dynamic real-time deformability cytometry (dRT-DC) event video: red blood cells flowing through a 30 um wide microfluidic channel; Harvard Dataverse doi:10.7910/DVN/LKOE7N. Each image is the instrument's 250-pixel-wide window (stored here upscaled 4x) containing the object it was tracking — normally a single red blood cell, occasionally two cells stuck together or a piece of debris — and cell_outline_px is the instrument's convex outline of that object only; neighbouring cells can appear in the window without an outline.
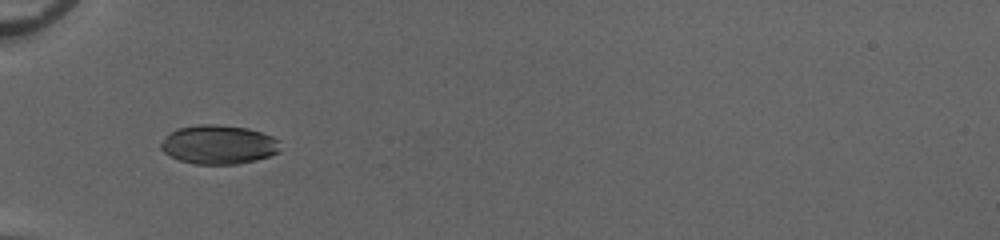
{"species": "common noctule bat (a hibernating species)", "species_latin": "Nyctalus noctula", "temperature_condition": "cold", "stored_images_in_passage": 34, "camera_frame_rate_fps": 3000, "um_per_image_px": 0.085, "animal": {"sex": "female", "body_mass_g": 20.0, "forearm_length_mm": 54.0}, "frame": {"image": 1, "passage_image": 1, "time_ms": 0.0, "image_size_px": [1000, 240], "cell_outline_px": [[280, 152], [256, 160], [236, 164], [196, 164], [180, 160], [164, 152], [160, 148], [160, 144], [176, 128], [200, 124], [216, 124], [248, 128], [272, 136], [280, 140]], "centroid_in_image_um": [18.62, 12.29], "position_along_channel_um": 66.4, "area_um2": 27.05}}
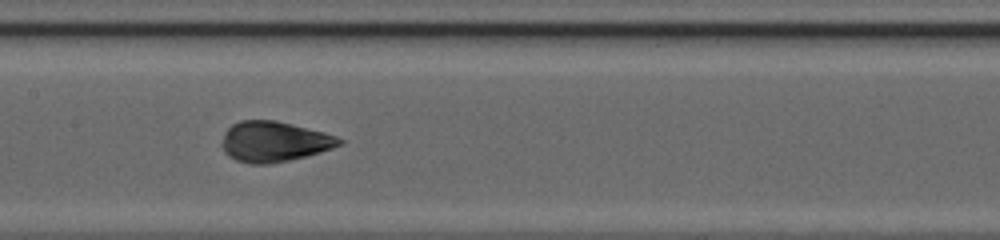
{"frame": {"image": 2, "passage_image": 10, "time_ms": 3.0, "image_size_px": [1000, 240], "cell_outline_px": [[344, 144], [320, 152], [288, 160], [268, 164], [252, 164], [236, 160], [228, 156], [224, 152], [220, 144], [224, 132], [232, 124], [240, 120], [276, 120], [324, 132], [336, 136], [344, 140]], "centroid_in_image_um": [23.27, 12.03], "position_along_channel_um": 184.1, "area_um2": 27.74}}
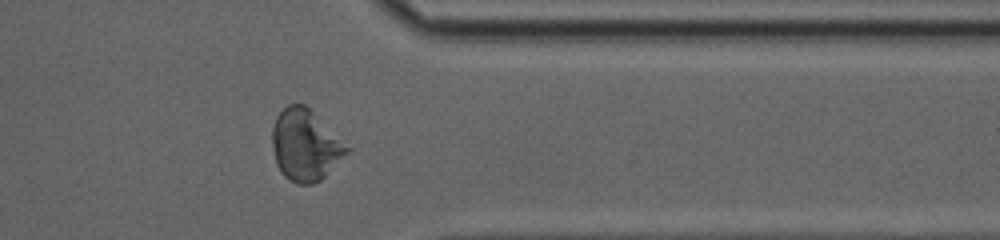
{"frame": {"image": 3, "passage_image": 25, "time_ms": 8.0, "image_size_px": [1000, 240], "cell_outline_px": [[352, 148], [320, 180], [312, 184], [296, 184], [288, 180], [280, 172], [276, 164], [272, 144], [272, 128], [276, 116], [288, 104], [304, 104]], "centroid_in_image_um": [25.93, 12.34], "position_along_channel_um": 385.5, "area_um2": 30.92}, "authors_computed_cell_mechanics": {"area_um2": 27.8018, "velocity_mm_per_s": 4.1035, "shape_relaxation_time_tau1_ms": 5.3109, "shape_relaxation_time_tau2_ms": 0.9102, "deformation_change_tau1": 0.1834, "deformation_change_tau2": 0.0341}}